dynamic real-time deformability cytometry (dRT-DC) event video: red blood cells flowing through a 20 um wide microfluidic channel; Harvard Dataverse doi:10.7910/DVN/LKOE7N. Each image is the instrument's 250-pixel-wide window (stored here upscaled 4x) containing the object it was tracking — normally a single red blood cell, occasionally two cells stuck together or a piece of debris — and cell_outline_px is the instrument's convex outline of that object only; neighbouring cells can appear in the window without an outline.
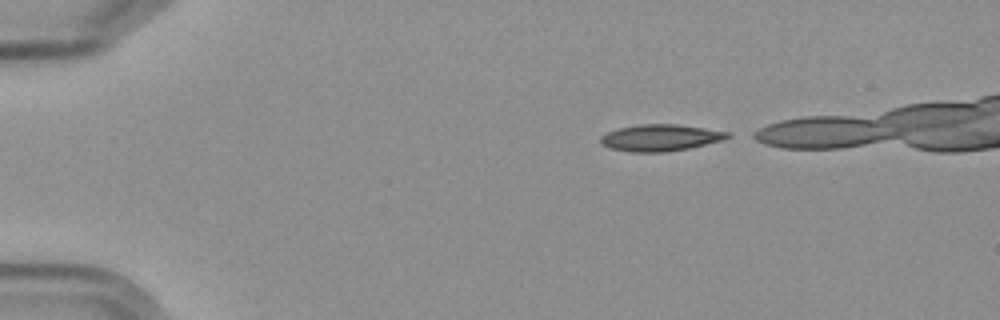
{"species": "Egyptian fruit bat (a non-hibernating species)", "species_latin": "Rousettus aegyptiacus", "temperature_condition": "cold", "stored_images_in_passage": 4, "camera_frame_rate_fps": 3000, "um_per_image_px": 0.085, "frame": {"image": 1, "passage_image": 1, "time_ms": 0.0, "image_size_px": [1000, 320], "cell_outline_px": [[732, 136], [724, 140], [688, 148], [664, 152], [632, 152], [612, 148], [600, 144], [600, 136], [608, 132], [620, 128], [640, 124], [676, 124], [732, 132]], "centroid_in_image_um": [56.17, 11.7], "position_along_channel_um": 28.8, "area_um2": 19.65}}